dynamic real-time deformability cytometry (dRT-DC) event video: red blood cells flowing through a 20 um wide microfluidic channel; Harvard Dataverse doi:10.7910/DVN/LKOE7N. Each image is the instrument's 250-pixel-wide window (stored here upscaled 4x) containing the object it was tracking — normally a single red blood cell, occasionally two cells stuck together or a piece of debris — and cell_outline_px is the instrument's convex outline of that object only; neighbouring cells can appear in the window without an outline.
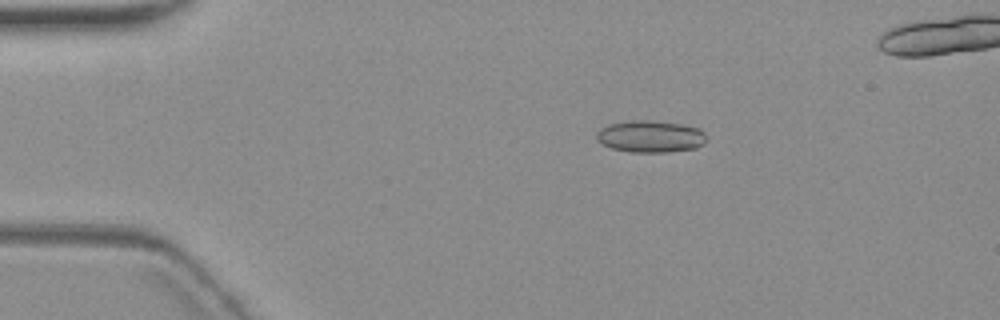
{"species": "common noctule bat (a hibernating species)", "species_latin": "Nyctalus noctula", "temperature_condition": "warm", "stored_images_in_passage": 6, "camera_frame_rate_fps": 3000, "um_per_image_px": 0.085, "animal": {"sex": "female", "body_mass_g": 19.3, "forearm_length_mm": 54.1}, "frame": {"image": 1, "passage_image": 3, "time_ms": 3.333, "image_size_px": [1000, 320], "cell_outline_px": [[708, 140], [704, 144], [696, 148], [664, 152], [632, 152], [612, 148], [596, 140], [596, 132], [600, 128], [608, 124], [636, 120], [648, 120], [680, 124], [700, 128], [704, 132]], "centroid_in_image_um": [55.31, 11.6], "position_along_channel_um": 29.7, "area_um2": 20.46}}